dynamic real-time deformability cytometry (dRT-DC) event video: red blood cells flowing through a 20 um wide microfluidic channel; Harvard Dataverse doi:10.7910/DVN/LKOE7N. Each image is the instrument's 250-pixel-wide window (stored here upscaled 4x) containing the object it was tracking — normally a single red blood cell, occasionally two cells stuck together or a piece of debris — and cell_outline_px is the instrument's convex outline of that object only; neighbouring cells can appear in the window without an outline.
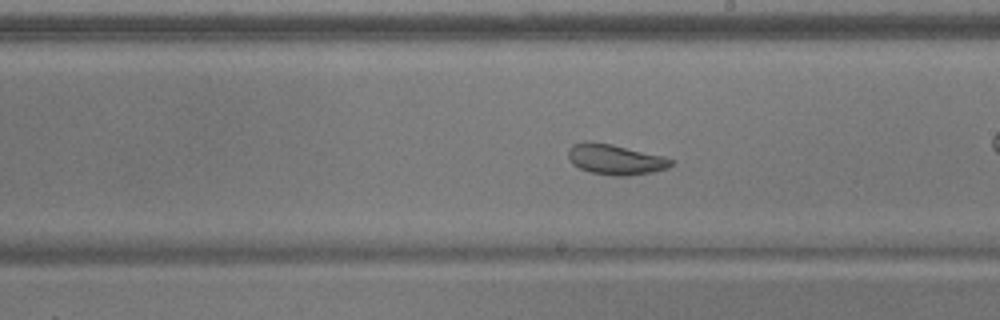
{"species": "common noctule bat (a hibernating species)", "species_latin": "Nyctalus noctula", "temperature_condition": "warm", "stored_images_in_passage": 36, "camera_frame_rate_fps": 3000, "um_per_image_px": 0.085, "animal": {"sex": "male", "body_mass_g": 17.9}, "frame": {"image": 1, "passage_image": 11, "time_ms": 3.333, "image_size_px": [1000, 320], "cell_outline_px": [[676, 160], [668, 168], [652, 172], [628, 176], [612, 176], [592, 172], [580, 168], [572, 164], [568, 156], [568, 148], [572, 144], [612, 144], [664, 156]], "centroid_in_image_um": [52.37, 13.59], "position_along_channel_um": 236.6, "area_um2": 17.86}}
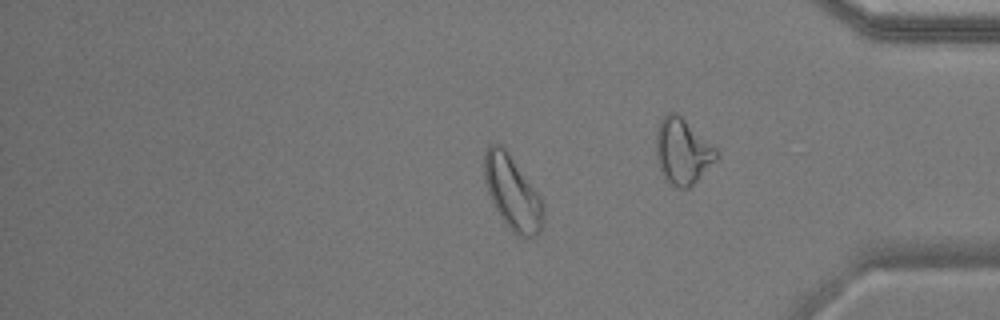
{"frame": {"image": 2, "passage_image": 26, "time_ms": 8.333, "image_size_px": [1000, 320], "cell_outline_px": [[544, 216], [540, 232], [536, 236], [520, 236], [512, 232], [500, 216], [488, 192], [484, 176], [484, 152], [488, 144], [500, 144], [508, 152], [540, 196], [544, 208]], "centroid_in_image_um": [43.55, 16.38], "position_along_channel_um": 391.6, "area_um2": 25.09}}
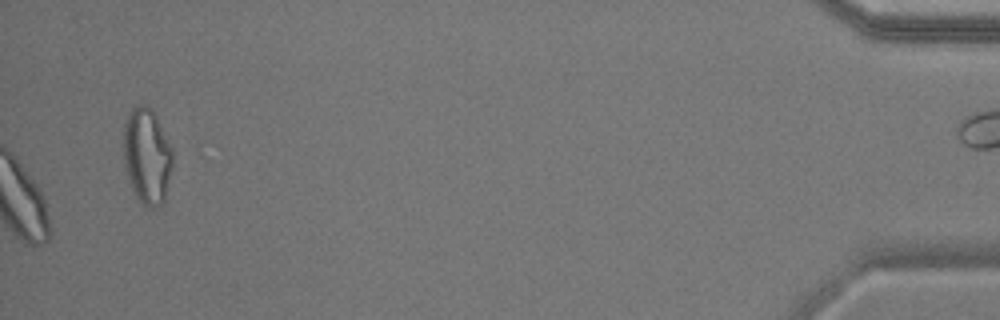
{"frame": {"image": 3, "passage_image": 36, "time_ms": 11.667, "image_size_px": [1000, 320], "cell_outline_px": [[172, 164], [164, 204], [156, 208], [144, 208], [136, 196], [132, 188], [124, 164], [124, 124], [128, 112], [132, 108], [140, 104], [148, 104], [152, 108], [172, 148]], "centroid_in_image_um": [12.49, 13.27], "position_along_channel_um": 422.7, "area_um2": 27.69}}